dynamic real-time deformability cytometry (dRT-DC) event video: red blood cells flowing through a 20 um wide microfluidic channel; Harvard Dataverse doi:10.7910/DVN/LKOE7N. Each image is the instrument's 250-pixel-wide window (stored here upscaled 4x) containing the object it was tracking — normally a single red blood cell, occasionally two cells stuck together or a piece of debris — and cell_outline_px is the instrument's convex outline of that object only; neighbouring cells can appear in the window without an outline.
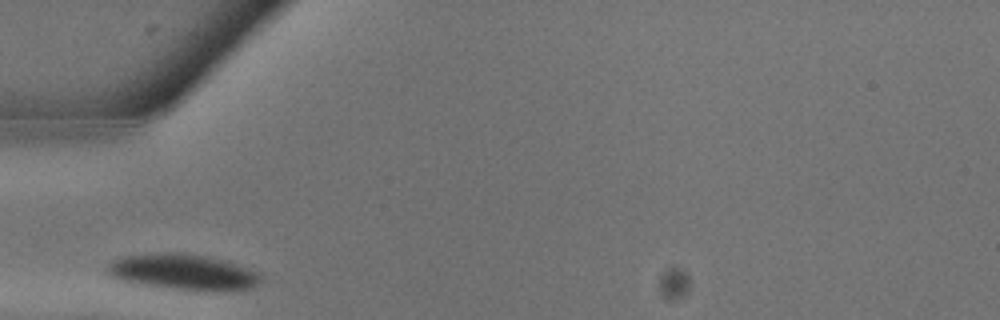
{"species": "common noctule bat (a hibernating species)", "species_latin": "Nyctalus noctula", "temperature_condition": "warm", "stored_images_in_passage": 9, "camera_frame_rate_fps": 3000, "um_per_image_px": 0.085, "animal": {"sex": "male", "body_mass_g": 13.3}, "frame": {"image": 1, "passage_image": 1, "time_ms": 0.0, "image_size_px": [1000, 320], "cell_outline_px": [[260, 280], [252, 288], [172, 288], [116, 280], [108, 276], [104, 272], [104, 268], [112, 260], [128, 256], [156, 252], [180, 252], [220, 260], [256, 272], [260, 276]], "centroid_in_image_um": [15.34, 23.08], "position_along_channel_um": 69.7, "area_um2": 30.52}}
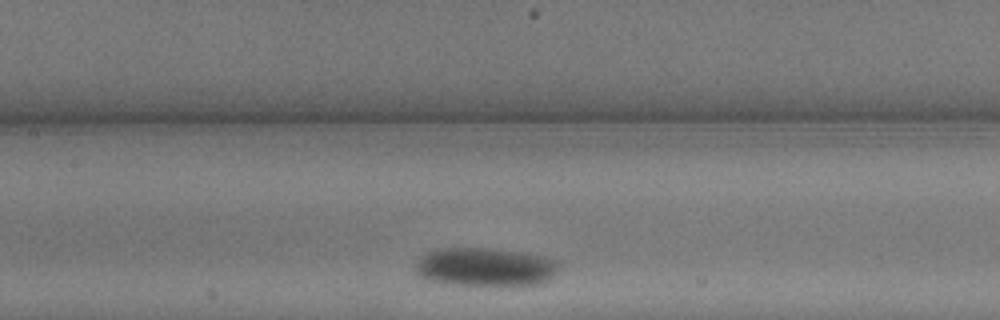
{"frame": {"image": 2, "passage_image": 5, "time_ms": 1.333, "image_size_px": [1000, 320], "cell_outline_px": [[560, 268], [552, 280], [540, 284], [500, 288], [492, 288], [440, 284], [424, 280], [416, 276], [416, 264], [428, 252], [440, 248], [484, 248], [540, 256], [556, 260], [560, 264]], "centroid_in_image_um": [41.25, 22.79], "position_along_channel_um": 166.2, "area_um2": 33.47}}
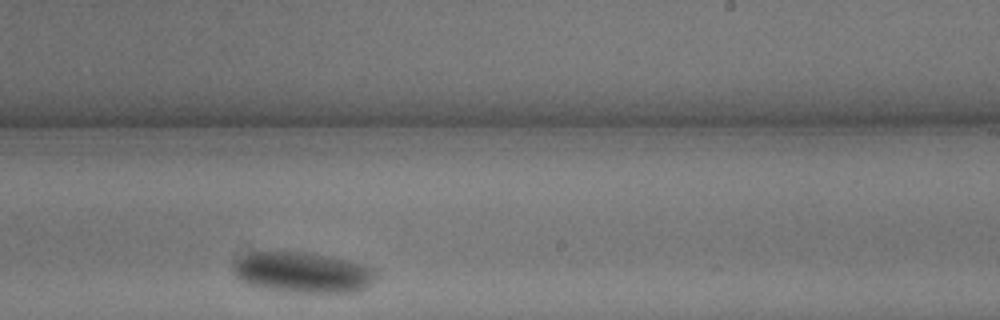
{"frame": {"image": 3, "passage_image": 9, "time_ms": 2.667, "image_size_px": [1000, 320], "cell_outline_px": [[376, 276], [372, 284], [368, 288], [360, 292], [280, 292], [256, 288], [244, 284], [236, 276], [236, 260], [252, 252], [304, 252], [344, 260], [376, 268]], "centroid_in_image_um": [25.75, 23.2], "position_along_channel_um": 263.3, "area_um2": 33.87}}